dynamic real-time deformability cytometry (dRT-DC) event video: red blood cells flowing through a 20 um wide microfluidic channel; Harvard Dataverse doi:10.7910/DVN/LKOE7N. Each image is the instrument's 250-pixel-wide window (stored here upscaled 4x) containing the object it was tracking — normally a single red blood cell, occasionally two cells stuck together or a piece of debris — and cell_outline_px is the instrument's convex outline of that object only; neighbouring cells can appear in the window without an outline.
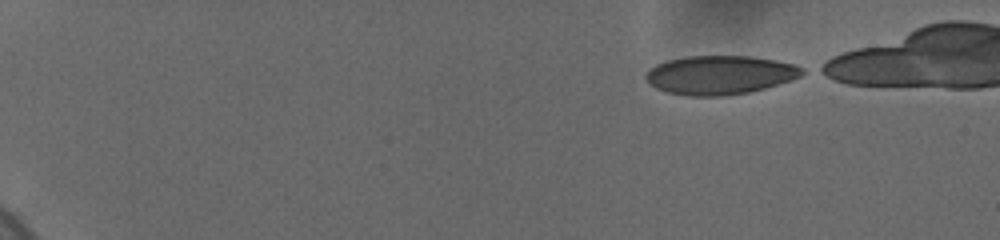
{"species": "human", "species_latin": "Homo sapiens", "temperature_condition": "cold", "stored_images_in_passage": 49, "camera_frame_rate_fps": 3000, "um_per_image_px": 0.085, "donor": {"sex": "female"}, "frame": {"image": 1, "passage_image": 1, "time_ms": 0.0, "image_size_px": [1000, 240], "cell_outline_px": [[808, 72], [800, 76], [764, 88], [748, 92], [720, 96], [692, 96], [668, 92], [656, 88], [644, 76], [656, 64], [668, 60], [688, 56], [748, 56], [772, 60], [792, 64], [804, 68]], "centroid_in_image_um": [61.19, 6.37], "position_along_channel_um": 23.8, "area_um2": 34.8}}
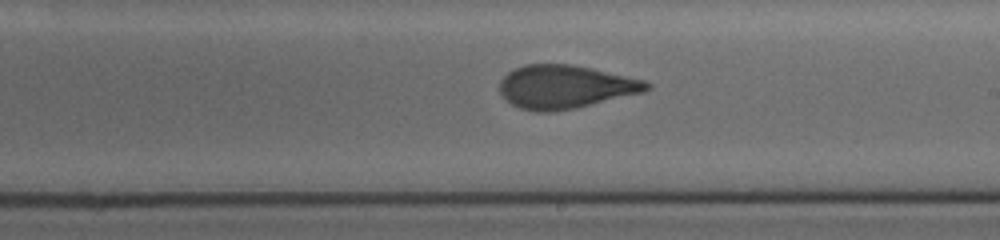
{"frame": {"image": 2, "passage_image": 30, "time_ms": 9.667, "image_size_px": [1000, 240], "cell_outline_px": [[652, 88], [640, 92], [576, 108], [552, 112], [536, 112], [520, 108], [512, 104], [500, 92], [500, 80], [508, 72], [524, 64], [572, 64], [592, 68], [644, 80], [652, 84]], "centroid_in_image_um": [48.03, 7.37], "position_along_channel_um": 241.0, "area_um2": 36.88}}
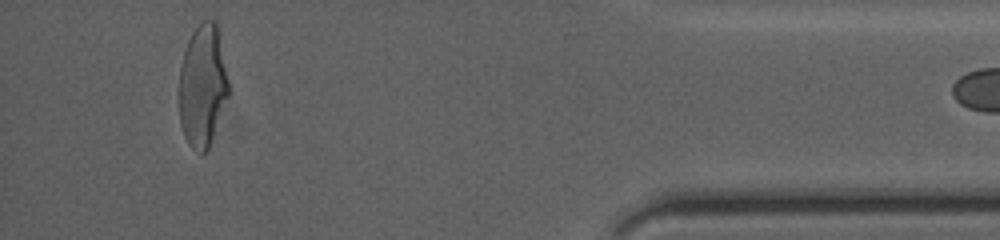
{"frame": {"image": 3, "passage_image": 48, "time_ms": 15.667, "image_size_px": [1000, 240], "cell_outline_px": [[228, 96], [208, 148], [204, 156], [200, 156], [188, 144], [184, 136], [180, 124], [180, 64], [188, 40], [192, 32], [204, 20], [216, 20], [228, 80]], "centroid_in_image_um": [17.21, 7.33], "position_along_channel_um": 418.0, "area_um2": 34.97}}